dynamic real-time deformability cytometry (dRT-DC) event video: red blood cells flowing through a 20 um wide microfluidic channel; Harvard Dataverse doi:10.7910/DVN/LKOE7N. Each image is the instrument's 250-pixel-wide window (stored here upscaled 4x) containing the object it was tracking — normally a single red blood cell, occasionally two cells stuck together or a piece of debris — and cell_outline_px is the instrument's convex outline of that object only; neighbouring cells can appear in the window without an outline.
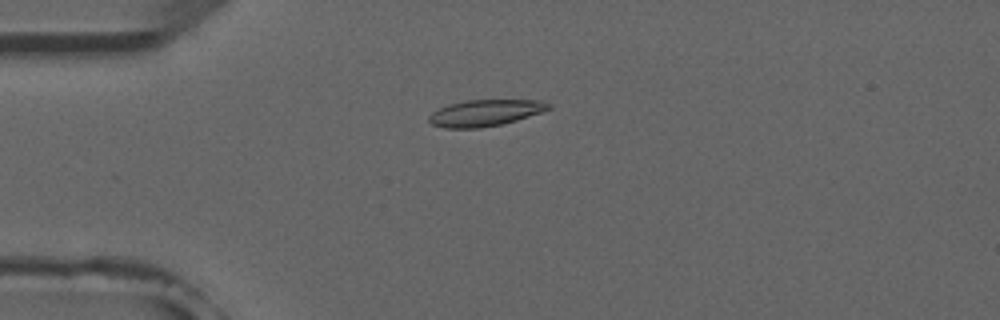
{"species": "common noctule bat (a hibernating species)", "species_latin": "Nyctalus noctula", "temperature_condition": "room temperature", "stored_images_in_passage": 3, "camera_frame_rate_fps": 3000, "um_per_image_px": 0.085, "animal": {"sex": "male", "forearm_length_mm": 52.5}, "frame": {"image": 1, "passage_image": 1, "time_ms": 0.0, "image_size_px": [1000, 320], "cell_outline_px": [[552, 108], [516, 120], [500, 124], [480, 128], [444, 128], [432, 124], [428, 120], [428, 116], [432, 112], [448, 104], [468, 100], [544, 100], [552, 104]], "centroid_in_image_um": [41.24, 9.59], "position_along_channel_um": 43.8, "area_um2": 18.38}}
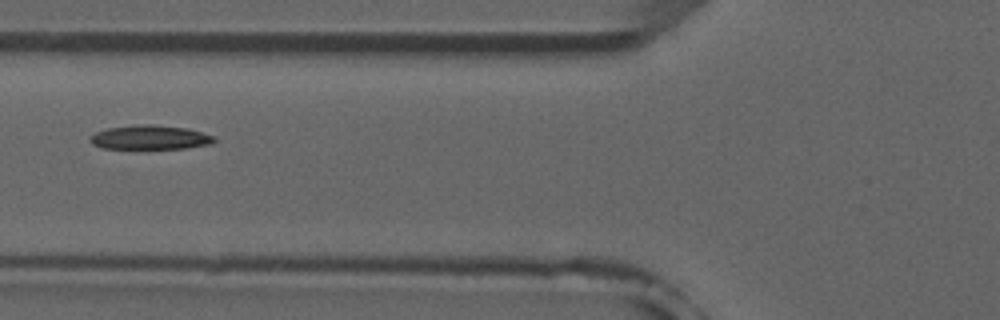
{"frame": {"image": 2, "passage_image": 3, "time_ms": 2.333, "image_size_px": [1000, 320], "cell_outline_px": [[216, 140], [212, 144], [184, 148], [100, 148], [92, 144], [92, 136], [96, 132], [108, 128], [136, 124], [152, 124], [188, 128], [212, 136]], "centroid_in_image_um": [12.77, 11.67], "position_along_channel_um": 113.0, "area_um2": 17.28}}